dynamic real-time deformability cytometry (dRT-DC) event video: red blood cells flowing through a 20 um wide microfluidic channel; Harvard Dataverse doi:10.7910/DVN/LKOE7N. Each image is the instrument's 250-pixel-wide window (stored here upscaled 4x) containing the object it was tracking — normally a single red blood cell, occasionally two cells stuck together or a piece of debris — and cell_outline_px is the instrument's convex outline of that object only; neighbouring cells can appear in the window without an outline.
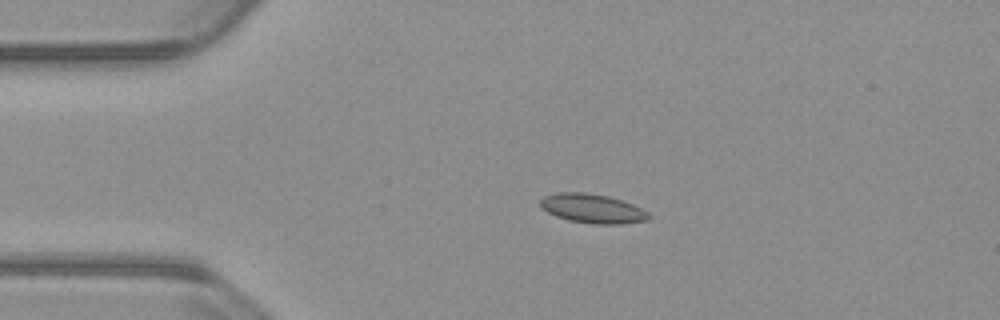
{"species": "common noctule bat (a hibernating species)", "species_latin": "Nyctalus noctula", "temperature_condition": "warm", "stored_images_in_passage": 55, "camera_frame_rate_fps": 3000, "um_per_image_px": 0.085, "animal": {"sex": "male", "body_mass_g": 23.1, "forearm_length_mm": 52.7}, "frame": {"image": 1, "passage_image": 11, "time_ms": 3.333, "image_size_px": [1000, 320], "cell_outline_px": [[652, 216], [648, 220], [620, 224], [592, 224], [568, 220], [556, 216], [540, 208], [540, 200], [544, 196], [556, 192], [584, 192], [608, 196], [632, 204], [648, 212]], "centroid_in_image_um": [50.34, 17.73], "position_along_channel_um": 34.7, "area_um2": 18.5}}
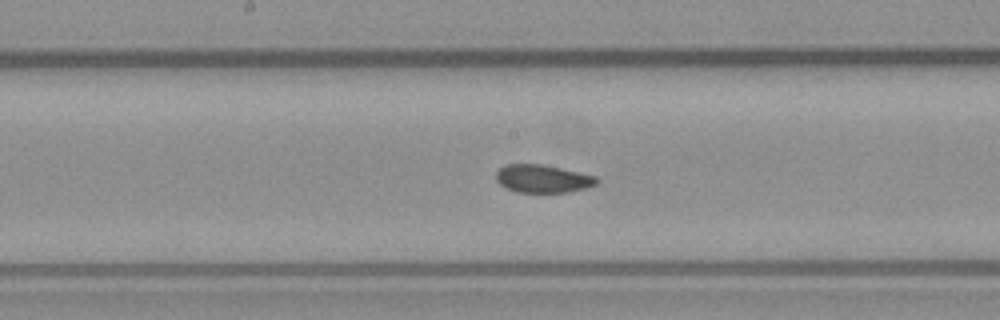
{"frame": {"image": 2, "passage_image": 27, "time_ms": 8.667, "image_size_px": [1000, 320], "cell_outline_px": [[600, 180], [596, 184], [588, 188], [568, 192], [516, 192], [504, 188], [496, 180], [496, 172], [504, 164], [540, 164], [560, 168], [596, 176]], "centroid_in_image_um": [46.12, 15.19], "position_along_channel_um": 202.1, "area_um2": 16.47}}
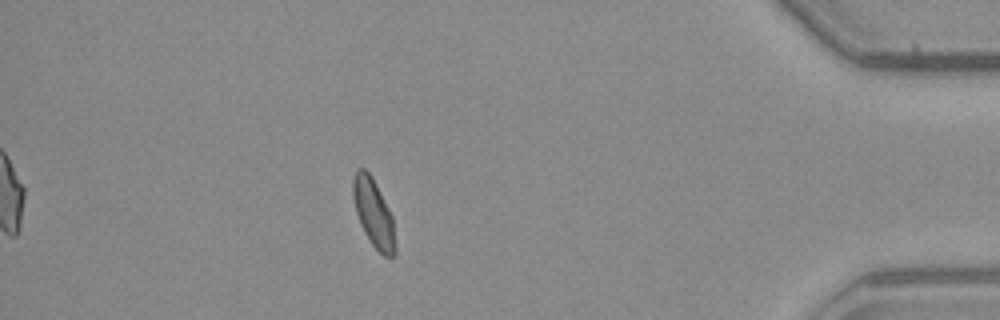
{"frame": {"image": 3, "passage_image": 47, "time_ms": 15.333, "image_size_px": [1000, 320], "cell_outline_px": [[396, 252], [392, 256], [384, 256], [372, 244], [364, 232], [360, 224], [356, 212], [352, 196], [352, 180], [356, 168], [364, 168], [372, 176], [392, 216], [396, 244]], "centroid_in_image_um": [31.73, 18.09], "position_along_channel_um": 403.5, "area_um2": 16.7}, "authors_computed_cell_mechanics": {"area_um2": 16.9354, "velocity_mm_per_s": 3.797, "shape_relaxation_time_tau1_ms": 3.9219, "shape_relaxation_time_tau2_ms": 1.2603, "deformation_change_tau1": 0.1091, "deformation_change_tau2": 0.0578}}